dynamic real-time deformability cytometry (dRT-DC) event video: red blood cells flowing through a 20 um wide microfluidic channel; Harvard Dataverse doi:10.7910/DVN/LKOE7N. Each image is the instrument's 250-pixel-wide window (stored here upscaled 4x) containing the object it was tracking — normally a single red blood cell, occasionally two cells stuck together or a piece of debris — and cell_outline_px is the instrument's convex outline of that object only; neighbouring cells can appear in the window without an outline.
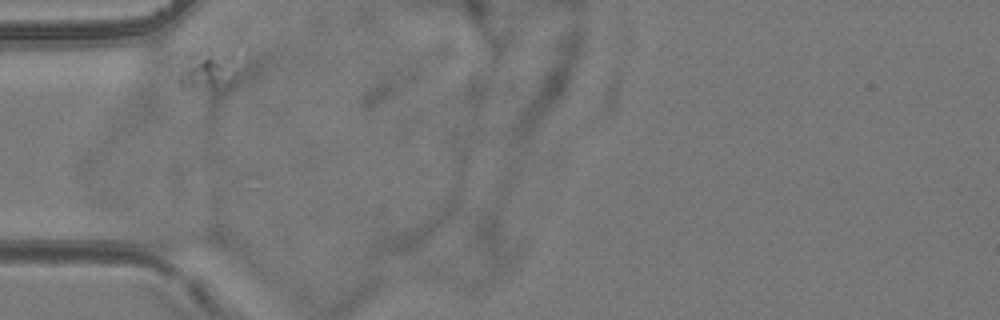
{"species": "common noctule bat (a hibernating species)", "species_latin": "Nyctalus noctula", "temperature_condition": "room temperature", "stored_images_in_passage": 14, "camera_frame_rate_fps": 3000, "um_per_image_px": 0.085, "animal": {"sex": "female", "body_mass_g": 24.6, "forearm_length_mm": 56.2}, "frame": {"image": 1, "passage_image": 1, "time_ms": 0.0, "image_size_px": [1000, 320], "cell_outline_px": [[232, 84], [228, 88], [212, 88], [176, 84], [176, 80], [192, 52], [232, 52]], "centroid_in_image_um": [17.64, 5.98], "position_along_channel_um": 67.4, "area_um2": 12.37}}
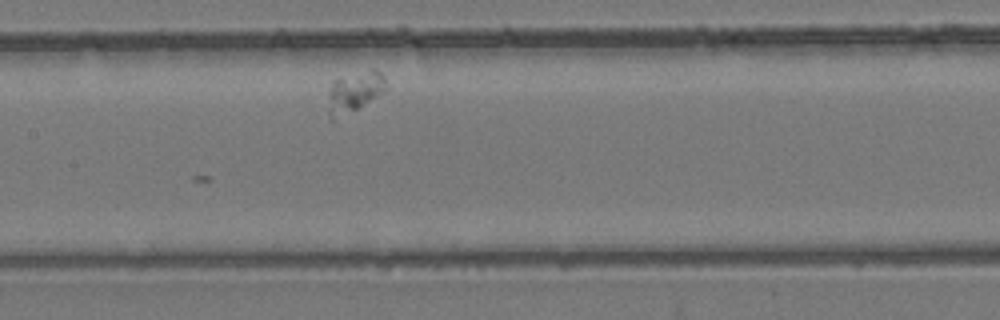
{"frame": {"image": 2, "passage_image": 11, "time_ms": 3.333, "image_size_px": [1000, 320], "cell_outline_px": [[388, 88], [384, 92], [364, 104], [332, 120], [328, 112], [328, 92], [332, 84], [336, 80], [372, 68], [380, 72], [384, 76]], "centroid_in_image_um": [30.16, 7.79], "position_along_channel_um": 177.2, "area_um2": 13.29}}
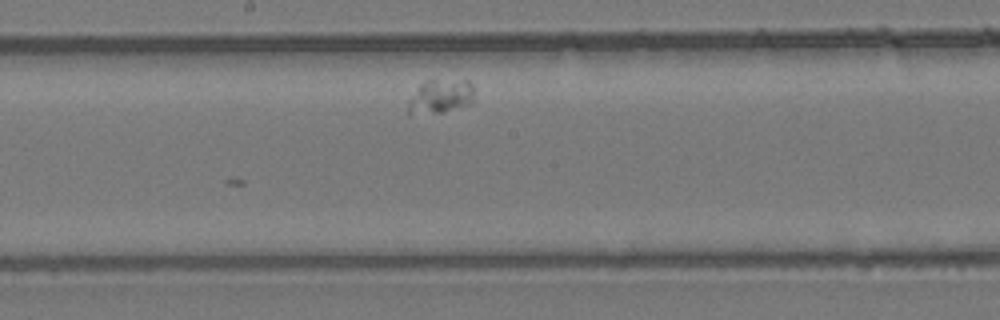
{"frame": {"image": 3, "passage_image": 14, "time_ms": 4.333, "image_size_px": [1000, 320], "cell_outline_px": [[476, 100], [472, 104], [444, 112], [408, 116], [408, 100], [420, 84], [424, 80], [468, 80], [472, 84]], "centroid_in_image_um": [37.45, 8.22], "position_along_channel_um": 210.7, "area_um2": 13.64}}